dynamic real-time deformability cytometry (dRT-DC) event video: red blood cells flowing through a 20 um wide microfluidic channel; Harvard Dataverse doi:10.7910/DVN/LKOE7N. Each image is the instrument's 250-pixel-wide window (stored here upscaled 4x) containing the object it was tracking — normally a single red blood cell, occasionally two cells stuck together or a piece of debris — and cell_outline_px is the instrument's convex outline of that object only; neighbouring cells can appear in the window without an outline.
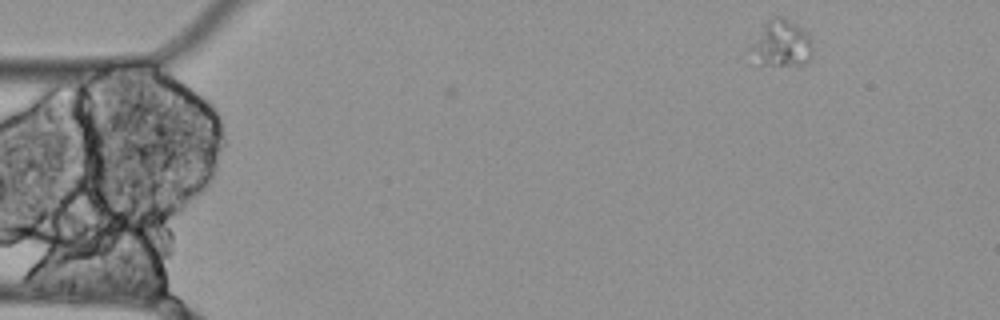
{"species": "Egyptian fruit bat (a non-hibernating species)", "species_latin": "Rousettus aegyptiacus", "temperature_condition": "cold", "stored_images_in_passage": 2, "camera_frame_rate_fps": 3000, "um_per_image_px": 0.085, "animal": {"sex": "female"}, "frame": {"image": 1, "passage_image": 2, "time_ms": 0.333, "image_size_px": [1000, 320], "cell_outline_px": [[812, 60], [808, 64], [760, 64], [748, 48], [764, 24], [772, 16], [780, 16], [804, 28], [808, 32], [812, 44]], "centroid_in_image_um": [66.47, 3.68], "position_along_channel_um": 18.5, "area_um2": 16.82}}